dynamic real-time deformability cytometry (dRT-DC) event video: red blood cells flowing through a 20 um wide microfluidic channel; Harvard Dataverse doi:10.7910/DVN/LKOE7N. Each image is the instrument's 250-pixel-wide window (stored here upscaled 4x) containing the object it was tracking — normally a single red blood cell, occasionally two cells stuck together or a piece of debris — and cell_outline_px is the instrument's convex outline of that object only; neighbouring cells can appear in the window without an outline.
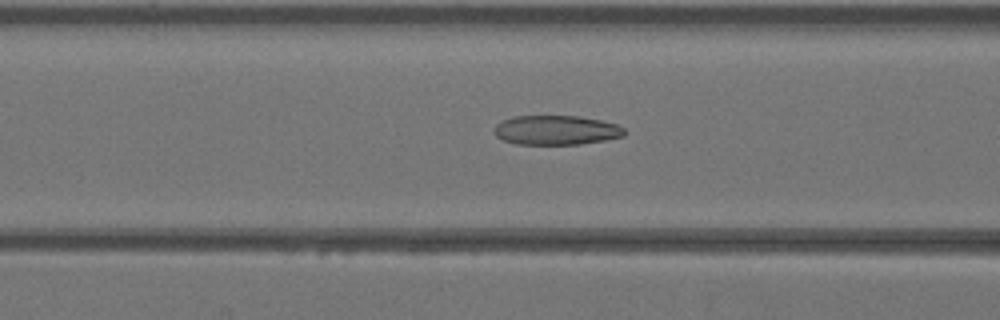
{"species": "Egyptian fruit bat (a non-hibernating species)", "species_latin": "Rousettus aegyptiacus", "temperature_condition": "warm", "stored_images_in_passage": 43, "camera_frame_rate_fps": 3000, "um_per_image_px": 0.085, "animal": {"sex": "female"}, "frame": {"image": 1, "passage_image": 18, "time_ms": 5.667, "image_size_px": [1000, 320], "cell_outline_px": [[628, 132], [624, 136], [604, 140], [580, 144], [516, 144], [504, 140], [496, 136], [496, 124], [512, 116], [580, 116], [600, 120], [616, 124], [624, 128]], "centroid_in_image_um": [47.32, 11.06], "position_along_channel_um": 119.3, "area_um2": 22.25}}
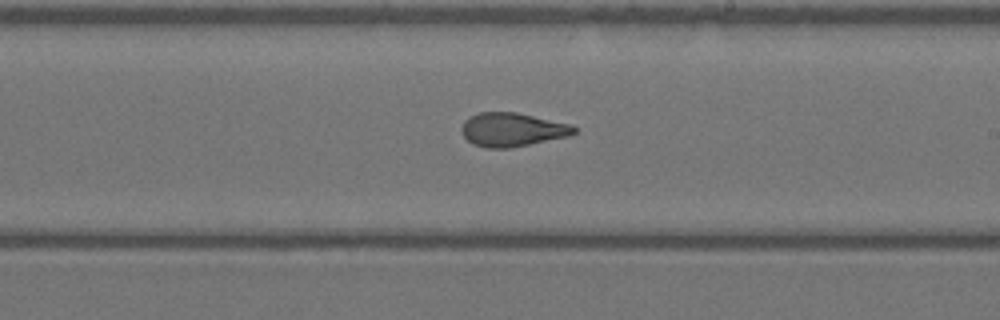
{"frame": {"image": 2, "passage_image": 26, "time_ms": 8.333, "image_size_px": [1000, 320], "cell_outline_px": [[576, 132], [568, 136], [508, 148], [484, 148], [472, 144], [460, 132], [460, 128], [464, 120], [480, 112], [516, 112], [572, 124], [576, 128]], "centroid_in_image_um": [43.51, 11.01], "position_along_channel_um": 245.5, "area_um2": 22.08}}
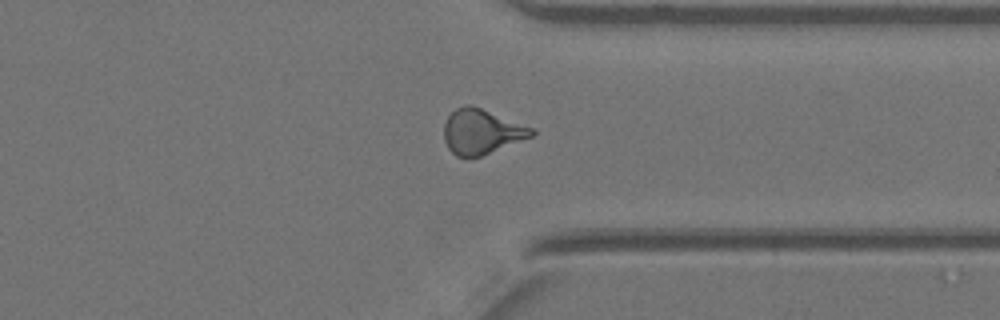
{"frame": {"image": 3, "passage_image": 34, "time_ms": 11.0, "image_size_px": [1000, 320], "cell_outline_px": [[536, 132], [532, 136], [480, 156], [456, 156], [448, 148], [444, 140], [444, 124], [448, 116], [456, 108], [464, 104], [472, 104], [536, 128]], "centroid_in_image_um": [40.94, 11.15], "position_along_channel_um": 370.5, "area_um2": 23.0}}